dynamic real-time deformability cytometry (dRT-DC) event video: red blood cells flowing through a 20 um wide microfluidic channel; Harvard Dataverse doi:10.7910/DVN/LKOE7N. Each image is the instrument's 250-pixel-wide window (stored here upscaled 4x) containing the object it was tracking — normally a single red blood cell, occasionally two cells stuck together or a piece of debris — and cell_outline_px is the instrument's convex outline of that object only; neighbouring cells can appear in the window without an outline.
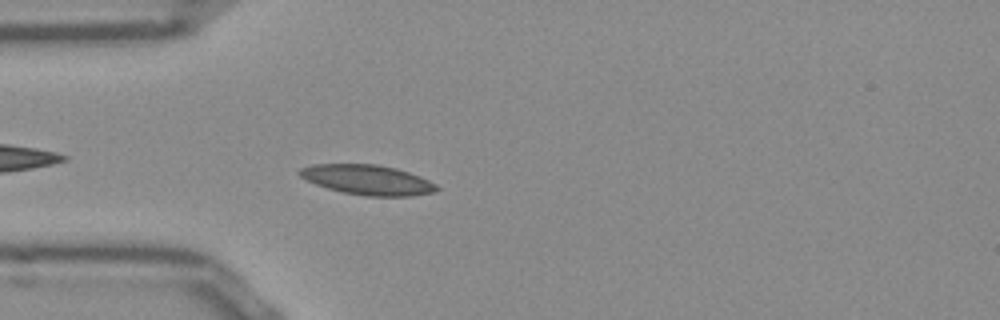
{"species": "Egyptian fruit bat (a non-hibernating species)", "species_latin": "Rousettus aegyptiacus", "temperature_condition": "room temperature", "stored_images_in_passage": 52, "camera_frame_rate_fps": 3000, "um_per_image_px": 0.085, "frame": {"image": 1, "passage_image": 14, "time_ms": 4.333, "image_size_px": [1000, 320], "cell_outline_px": [[440, 188], [436, 192], [408, 196], [368, 196], [344, 192], [328, 188], [316, 184], [300, 176], [296, 172], [300, 168], [312, 164], [376, 164], [396, 168], [420, 176], [436, 184]], "centroid_in_image_um": [31.25, 15.28], "position_along_channel_um": 53.8, "area_um2": 23.81}}
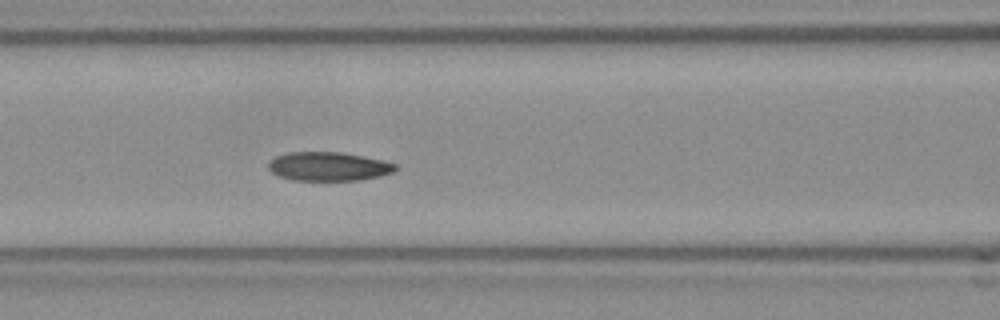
{"frame": {"image": 2, "passage_image": 21, "time_ms": 6.667, "image_size_px": [1000, 320], "cell_outline_px": [[400, 168], [392, 172], [380, 176], [360, 180], [292, 180], [280, 176], [272, 172], [268, 168], [268, 164], [276, 156], [288, 152], [340, 152], [364, 156], [384, 160], [396, 164]], "centroid_in_image_um": [27.96, 14.14], "position_along_channel_um": 138.6, "area_um2": 21.39}}
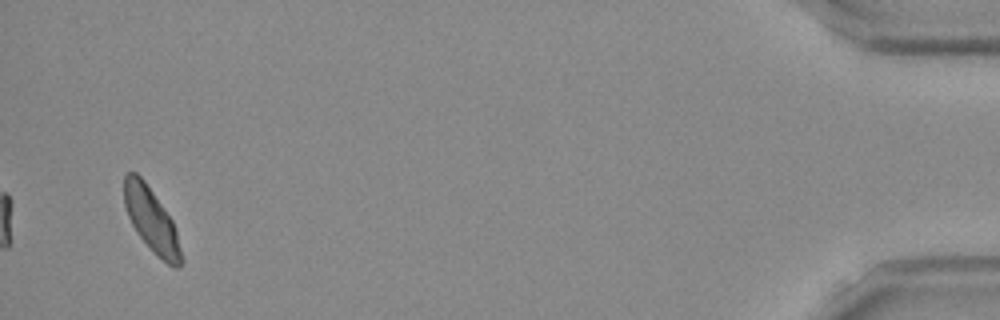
{"frame": {"image": 3, "passage_image": 50, "time_ms": 16.333, "image_size_px": [1000, 320], "cell_outline_px": [[184, 260], [180, 268], [172, 268], [136, 232], [128, 216], [124, 204], [124, 176], [128, 172], [136, 172], [144, 180], [172, 220], [176, 232]], "centroid_in_image_um": [12.88, 18.7], "position_along_channel_um": 422.3, "area_um2": 20.81}, "authors_computed_cell_mechanics": {"area_um2": 21.6461, "velocity_mm_per_s": 3.83, "shape_relaxation_time_tau1_ms": 3.7916, "shape_relaxation_time_tau2_ms": 2.6605, "deformation_change_tau1": 0.1074, "deformation_change_tau2": 0.0569}}